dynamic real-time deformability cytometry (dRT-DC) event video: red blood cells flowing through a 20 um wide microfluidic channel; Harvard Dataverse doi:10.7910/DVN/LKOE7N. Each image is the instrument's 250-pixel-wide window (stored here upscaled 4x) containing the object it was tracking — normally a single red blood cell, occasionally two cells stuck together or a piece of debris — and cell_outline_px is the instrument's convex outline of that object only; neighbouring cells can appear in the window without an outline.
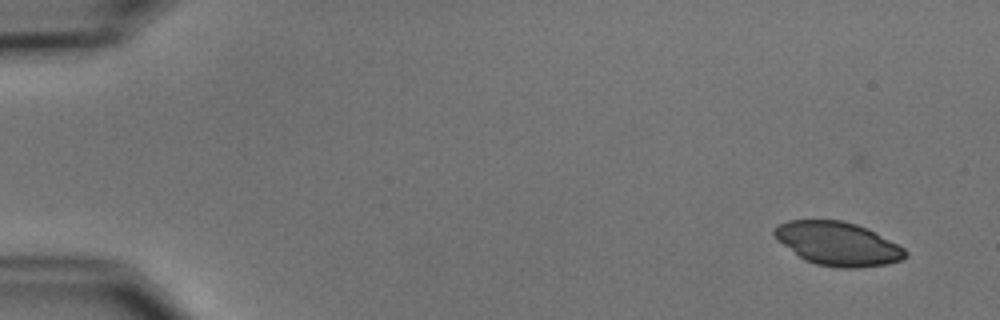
{"species": "common noctule bat (a hibernating species)", "species_latin": "Nyctalus noctula", "temperature_condition": "cold", "stored_images_in_passage": 7, "camera_frame_rate_fps": 3000, "um_per_image_px": 0.085, "animal": {"sex": "male", "body_mass_g": 15.6}, "frame": {"image": 1, "passage_image": 2, "time_ms": 1.333, "image_size_px": [1000, 320], "cell_outline_px": [[908, 256], [900, 260], [888, 264], [856, 268], [836, 268], [816, 264], [804, 260], [776, 240], [772, 232], [772, 228], [776, 224], [788, 220], [840, 220], [856, 224], [868, 228], [876, 232], [904, 248], [908, 252]], "centroid_in_image_um": [71.18, 20.71], "position_along_channel_um": 13.8, "area_um2": 33.64}}